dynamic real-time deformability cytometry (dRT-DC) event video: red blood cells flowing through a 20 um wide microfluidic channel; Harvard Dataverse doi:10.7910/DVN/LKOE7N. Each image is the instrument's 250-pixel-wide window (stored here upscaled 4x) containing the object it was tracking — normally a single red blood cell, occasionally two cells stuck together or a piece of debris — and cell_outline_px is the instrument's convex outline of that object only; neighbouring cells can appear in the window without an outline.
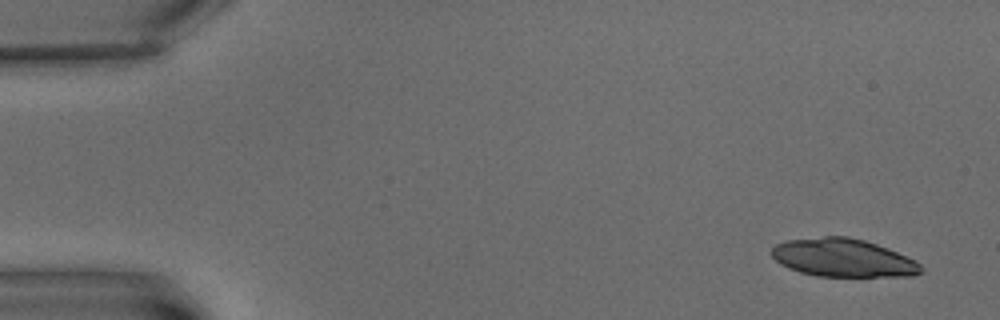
{"species": "common noctule bat (a hibernating species)", "species_latin": "Nyctalus noctula", "temperature_condition": "warm", "stored_images_in_passage": 5, "camera_frame_rate_fps": 3000, "um_per_image_px": 0.085, "animal": {"sex": "male", "body_mass_g": 15.6}, "frame": {"image": 1, "passage_image": 1, "time_ms": 0.0, "image_size_px": [1000, 320], "cell_outline_px": [[924, 272], [912, 276], [816, 276], [800, 272], [788, 268], [780, 264], [772, 256], [772, 248], [776, 244], [788, 240], [824, 236], [848, 236], [864, 240], [888, 248], [916, 260], [924, 268]], "centroid_in_image_um": [71.69, 21.92], "position_along_channel_um": 13.3, "area_um2": 33.29}}